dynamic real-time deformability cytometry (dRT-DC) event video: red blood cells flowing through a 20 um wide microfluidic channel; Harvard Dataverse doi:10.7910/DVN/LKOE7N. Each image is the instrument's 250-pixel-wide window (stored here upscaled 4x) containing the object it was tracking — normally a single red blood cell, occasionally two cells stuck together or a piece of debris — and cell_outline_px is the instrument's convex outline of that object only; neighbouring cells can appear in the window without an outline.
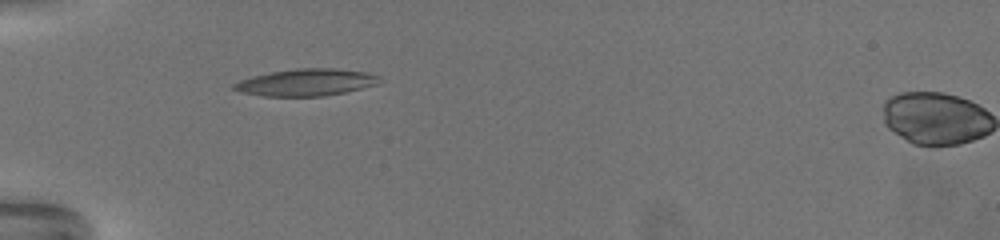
{"species": "common noctule bat (a hibernating species)", "species_latin": "Nyctalus noctula", "temperature_condition": "warm", "stored_images_in_passage": 47, "camera_frame_rate_fps": 3000, "um_per_image_px": 0.085, "animal": {"sex": "female", "body_mass_g": 19.5, "forearm_length_mm": 54.1}, "frame": {"image": 1, "passage_image": 1, "time_ms": 0.0, "image_size_px": [1000, 240], "cell_outline_px": [[380, 84], [344, 92], [324, 96], [264, 96], [240, 92], [232, 88], [232, 84], [240, 80], [252, 76], [272, 72], [296, 68], [336, 68], [368, 72], [380, 76]], "centroid_in_image_um": [26.05, 7.0], "position_along_channel_um": 59.0, "area_um2": 23.0}}
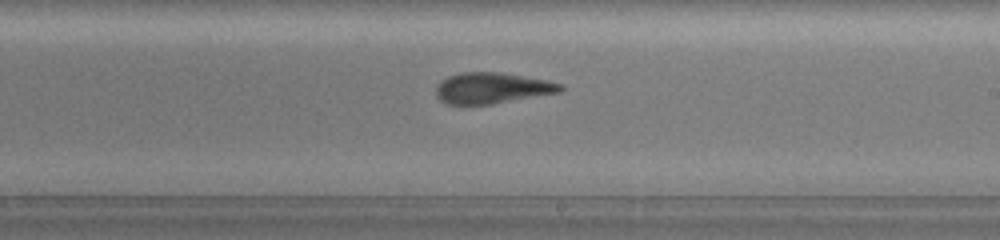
{"frame": {"image": 2, "passage_image": 21, "time_ms": 6.667, "image_size_px": [1000, 240], "cell_outline_px": [[564, 88], [560, 92], [492, 104], [448, 104], [440, 100], [436, 96], [436, 88], [448, 76], [460, 72], [500, 72], [544, 80], [564, 84]], "centroid_in_image_um": [41.83, 7.49], "position_along_channel_um": 247.2, "area_um2": 22.2}}
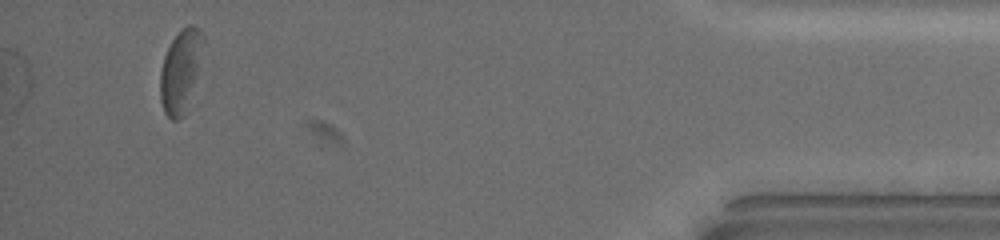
{"frame": {"image": 3, "passage_image": 44, "time_ms": 14.333, "image_size_px": [1000, 240], "cell_outline_px": [[204, 40], [188, 112], [180, 120], [172, 120], [164, 112], [160, 100], [160, 72], [164, 56], [172, 40], [188, 24], [192, 24], [204, 36]], "centroid_in_image_um": [15.33, 6.12], "position_along_channel_um": 419.9, "area_um2": 20.58}, "authors_computed_cell_mechanics": {"area_um2": 22.3108, "velocity_mm_per_s": 3.0228, "shape_relaxation_time_tau1_ms": 6.1253, "shape_relaxation_time_tau2_ms": 3.1913, "deformation_change_tau1": 0.1915, "deformation_change_tau2": 0.1218}}